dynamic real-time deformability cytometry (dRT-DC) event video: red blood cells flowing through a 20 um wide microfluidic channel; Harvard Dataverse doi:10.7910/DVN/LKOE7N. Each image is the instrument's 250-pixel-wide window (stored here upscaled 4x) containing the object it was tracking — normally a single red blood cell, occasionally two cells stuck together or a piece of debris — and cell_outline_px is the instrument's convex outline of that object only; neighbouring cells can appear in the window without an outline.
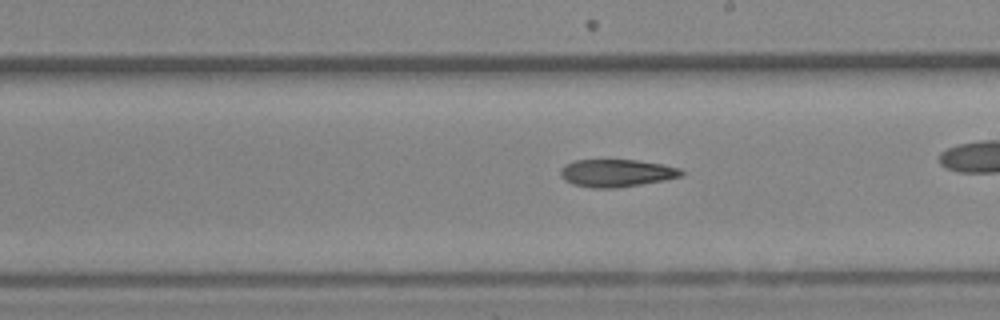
{"species": "Egyptian fruit bat (a non-hibernating species)", "species_latin": "Rousettus aegyptiacus", "temperature_condition": "cold", "stored_images_in_passage": 54, "camera_frame_rate_fps": 3000, "um_per_image_px": 0.085, "animal": {"sex": "female"}, "frame": {"image": 1, "passage_image": 31, "time_ms": 10.0, "image_size_px": [1000, 320], "cell_outline_px": [[684, 172], [680, 176], [664, 180], [616, 188], [592, 188], [572, 184], [564, 180], [560, 176], [560, 168], [564, 164], [576, 160], [636, 160], [664, 164], [680, 168]], "centroid_in_image_um": [52.36, 14.7], "position_along_channel_um": 236.6, "area_um2": 19.48}}
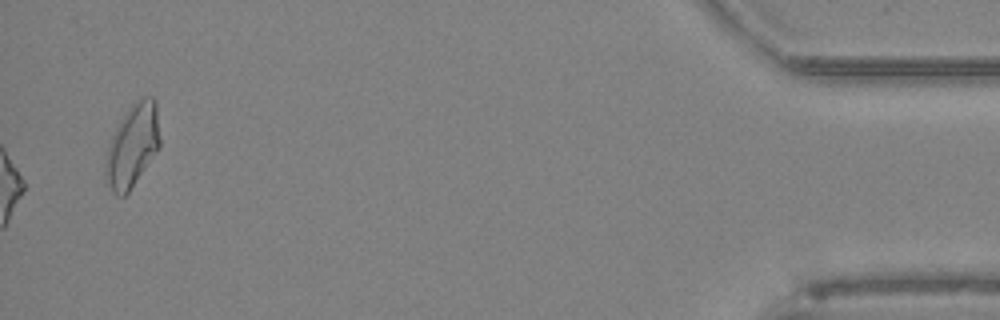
{"frame": {"image": 2, "passage_image": 54, "time_ms": 17.667, "image_size_px": [1000, 320], "cell_outline_px": [[160, 148], [128, 192], [124, 196], [116, 196], [112, 192], [108, 184], [104, 172], [104, 168], [108, 148], [116, 124], [128, 108], [132, 104], [144, 96], [152, 96], [156, 100], [160, 140]], "centroid_in_image_um": [11.26, 12.36], "position_along_channel_um": 423.9, "area_um2": 26.36}, "authors_computed_cell_mechanics": {"area_um2": 20.3167, "velocity_mm_per_s": 3.9005, "shape_relaxation_time_tau1_ms": 5.1448, "shape_relaxation_time_tau2_ms": null, "deformation_change_tau1": 0.1315, "deformation_change_tau2": null}}